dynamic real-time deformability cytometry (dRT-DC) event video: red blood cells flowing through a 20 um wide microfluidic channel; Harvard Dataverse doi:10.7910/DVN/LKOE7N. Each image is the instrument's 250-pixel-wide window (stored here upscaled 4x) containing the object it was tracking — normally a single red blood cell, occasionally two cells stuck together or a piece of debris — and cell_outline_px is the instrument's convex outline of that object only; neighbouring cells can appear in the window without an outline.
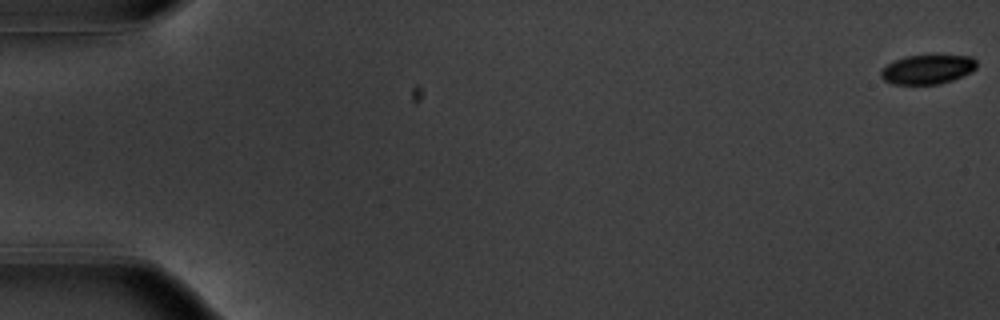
{"species": "common noctule bat (a hibernating species)", "species_latin": "Nyctalus noctula", "temperature_condition": "warm", "stored_images_in_passage": 56, "camera_frame_rate_fps": 3000, "um_per_image_px": 0.085, "animal": {"sex": "male", "body_mass_g": 20.1, "forearm_length_mm": 53.5}, "frame": {"image": 1, "passage_image": 1, "time_ms": 0.0, "image_size_px": [1000, 320], "cell_outline_px": [[976, 68], [972, 72], [952, 80], [940, 84], [892, 84], [884, 80], [880, 76], [880, 68], [904, 56], [972, 56], [976, 60]], "centroid_in_image_um": [78.82, 5.91], "position_along_channel_um": 6.2, "area_um2": 16.3}}
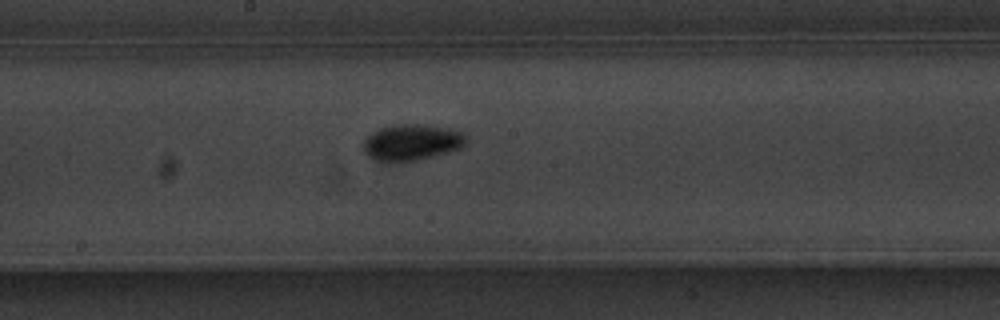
{"frame": {"image": 2, "passage_image": 31, "time_ms": 10.0, "image_size_px": [1000, 320], "cell_outline_px": [[468, 140], [460, 148], [432, 156], [416, 160], [388, 164], [376, 160], [368, 156], [364, 152], [364, 140], [372, 132], [380, 128], [396, 124], [420, 124], [452, 128], [464, 132], [468, 136]], "centroid_in_image_um": [35.0, 12.1], "position_along_channel_um": 213.2, "area_um2": 22.02}}
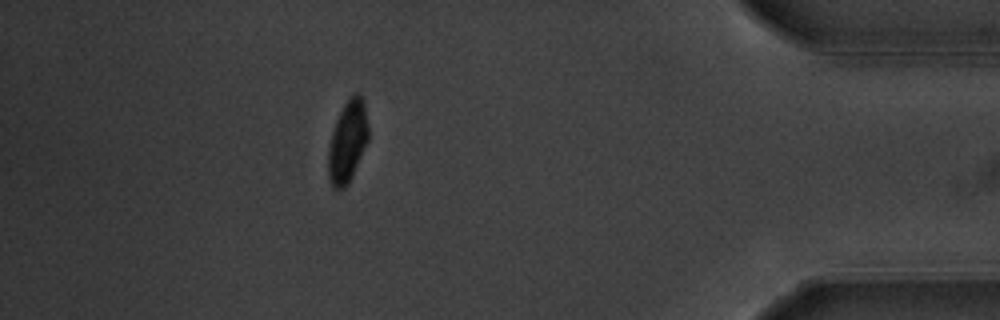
{"frame": {"image": 3, "passage_image": 50, "time_ms": 16.333, "image_size_px": [1000, 320], "cell_outline_px": [[368, 140], [352, 176], [348, 184], [340, 192], [332, 188], [328, 180], [328, 148], [332, 132], [336, 120], [348, 96], [356, 92], [360, 92], [364, 100], [368, 124]], "centroid_in_image_um": [29.53, 12.03], "position_along_channel_um": 405.7, "area_um2": 19.48}, "authors_computed_cell_mechanics": {"area_um2": 18.8717, "velocity_mm_per_s": 3.7203, "shape_relaxation_time_tau1_ms": 2.7393, "shape_relaxation_time_tau2_ms": null, "deformation_change_tau1": 0.1363, "deformation_change_tau2": null}}